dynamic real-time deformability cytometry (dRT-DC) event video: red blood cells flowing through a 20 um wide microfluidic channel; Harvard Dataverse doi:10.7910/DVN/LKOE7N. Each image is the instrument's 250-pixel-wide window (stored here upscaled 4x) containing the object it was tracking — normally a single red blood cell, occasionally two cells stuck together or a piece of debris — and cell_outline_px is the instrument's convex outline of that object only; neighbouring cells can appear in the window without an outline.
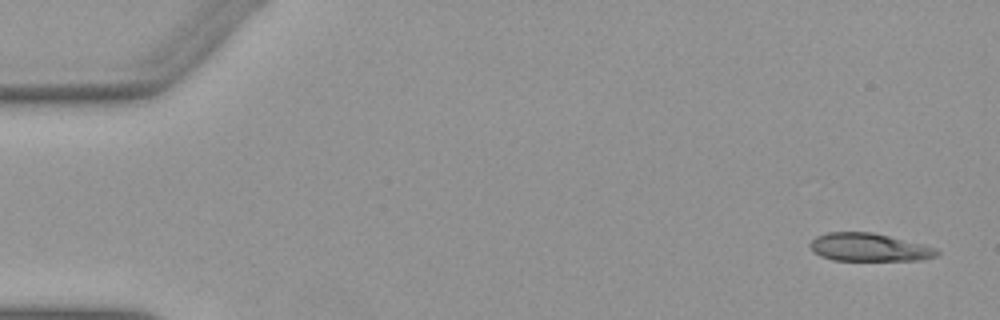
{"species": "Egyptian fruit bat (a non-hibernating species)", "species_latin": "Rousettus aegyptiacus", "temperature_condition": "warm", "stored_images_in_passage": 34, "camera_frame_rate_fps": 3000, "um_per_image_px": 0.085, "animal": {"sex": "female"}, "frame": {"image": 1, "passage_image": 1, "time_ms": 0.0, "image_size_px": [1000, 320], "cell_outline_px": [[940, 252], [936, 256], [920, 260], [832, 260], [820, 256], [812, 252], [808, 244], [816, 236], [828, 232], [872, 232], [924, 244], [936, 248]], "centroid_in_image_um": [73.84, 21.02], "position_along_channel_um": 11.2, "area_um2": 20.81}}
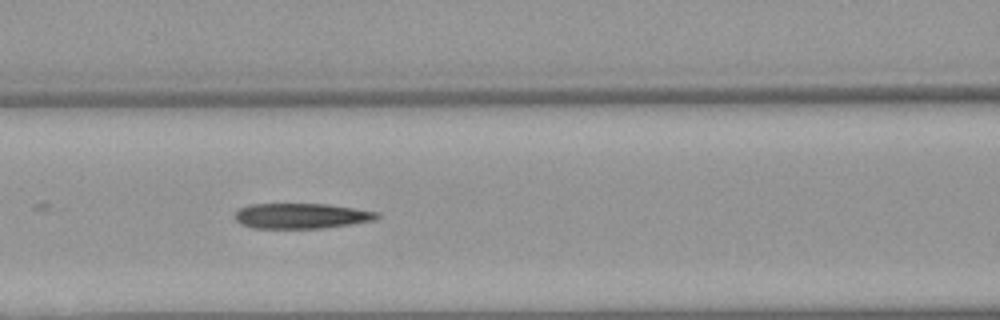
{"frame": {"image": 2, "passage_image": 21, "time_ms": 6.667, "image_size_px": [1000, 320], "cell_outline_px": [[380, 216], [376, 220], [352, 224], [324, 228], [252, 228], [240, 224], [236, 220], [236, 212], [240, 208], [248, 204], [328, 204], [380, 212]], "centroid_in_image_um": [25.64, 18.35], "position_along_channel_um": 141.0, "area_um2": 21.1}}
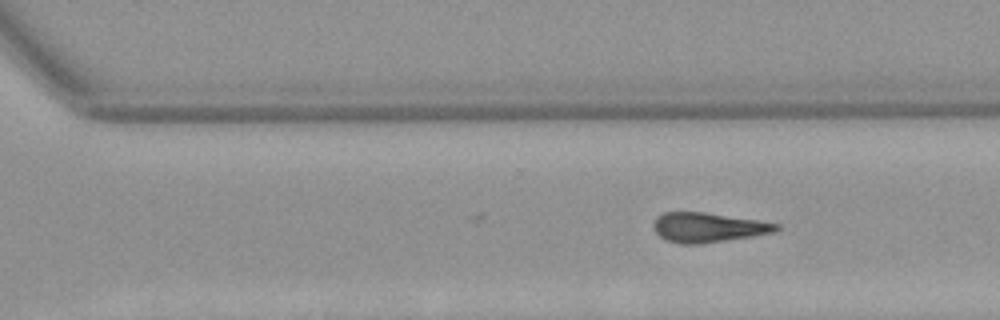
{"frame": {"image": 3, "passage_image": 34, "time_ms": 11.0, "image_size_px": [1000, 320], "cell_outline_px": [[780, 228], [776, 232], [752, 236], [696, 244], [680, 244], [668, 240], [660, 236], [652, 228], [652, 224], [656, 216], [664, 212], [704, 212], [756, 220], [780, 224]], "centroid_in_image_um": [60.15, 19.32], "position_along_channel_um": 310.4, "area_um2": 21.04}}